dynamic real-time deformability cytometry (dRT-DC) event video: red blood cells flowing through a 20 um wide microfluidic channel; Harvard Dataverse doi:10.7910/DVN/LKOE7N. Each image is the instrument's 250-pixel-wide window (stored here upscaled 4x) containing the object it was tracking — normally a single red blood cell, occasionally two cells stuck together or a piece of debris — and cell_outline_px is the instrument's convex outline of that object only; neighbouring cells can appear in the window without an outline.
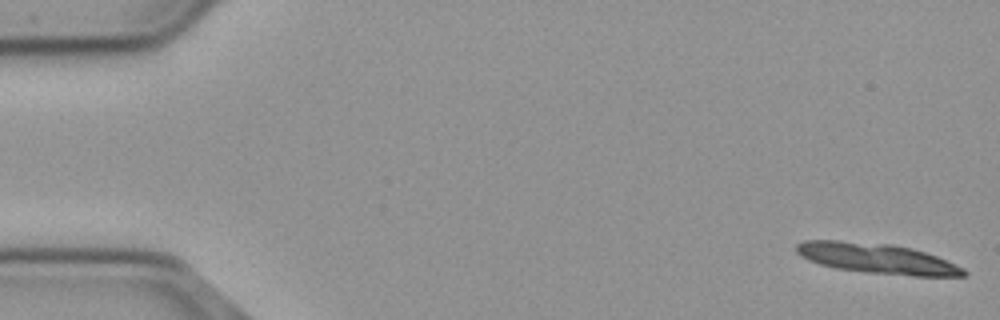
{"species": "common noctule bat (a hibernating species)", "species_latin": "Nyctalus noctula", "temperature_condition": "cold", "stored_images_in_passage": 12, "camera_frame_rate_fps": 3000, "um_per_image_px": 0.085, "animal": {"sex": "male", "body_mass_g": 23.1, "forearm_length_mm": 52.7}, "frame": {"image": 1, "passage_image": 1, "time_ms": 0.0, "image_size_px": [1000, 320], "cell_outline_px": [[968, 276], [912, 276], [868, 272], [836, 268], [820, 264], [808, 260], [800, 256], [796, 252], [796, 244], [804, 240], [840, 240], [892, 244], [912, 248], [936, 256], [964, 268], [968, 272]], "centroid_in_image_um": [74.54, 21.96], "position_along_channel_um": 10.5, "area_um2": 29.54}}